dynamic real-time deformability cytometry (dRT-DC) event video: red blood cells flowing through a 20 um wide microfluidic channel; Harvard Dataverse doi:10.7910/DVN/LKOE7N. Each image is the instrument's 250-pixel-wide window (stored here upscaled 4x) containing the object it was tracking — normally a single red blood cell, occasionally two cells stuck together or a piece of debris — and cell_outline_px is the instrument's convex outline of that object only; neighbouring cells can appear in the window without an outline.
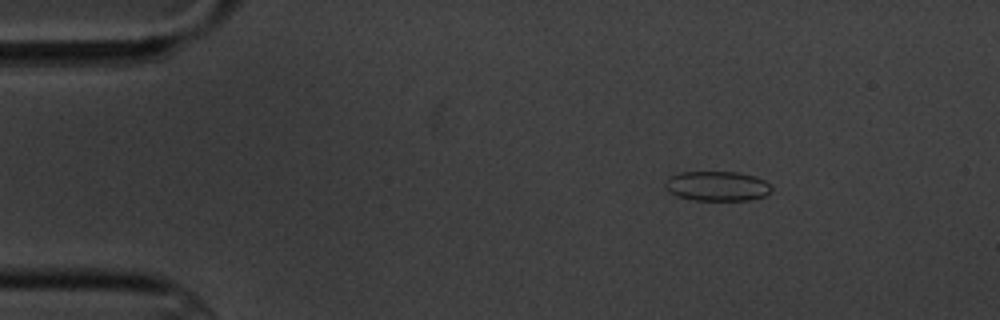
{"species": "common noctule bat (a hibernating species)", "species_latin": "Nyctalus noctula", "temperature_condition": "cold", "stored_images_in_passage": 5, "camera_frame_rate_fps": 3000, "um_per_image_px": 0.085, "animal": {"sex": "male", "body_mass_g": 20.1, "forearm_length_mm": 53.5}, "frame": {"image": 1, "passage_image": 2, "time_ms": 1.333, "image_size_px": [1000, 320], "cell_outline_px": [[772, 188], [764, 196], [748, 200], [692, 200], [676, 196], [668, 192], [664, 188], [664, 184], [672, 176], [680, 172], [740, 172], [756, 176], [764, 180]], "centroid_in_image_um": [60.93, 15.82], "position_along_channel_um": 24.1, "area_um2": 18.44}}
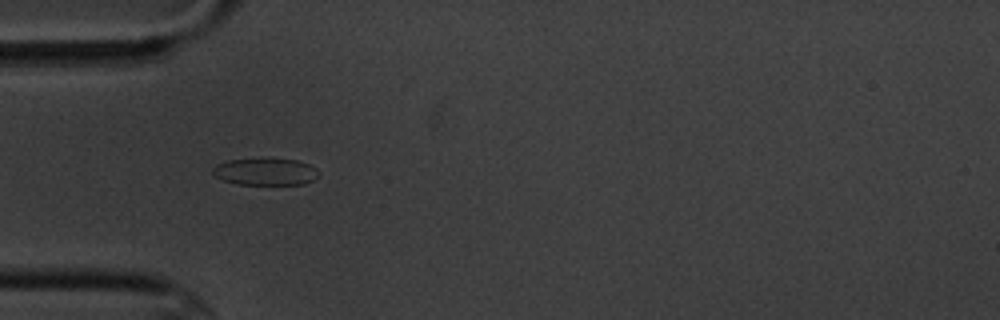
{"frame": {"image": 2, "passage_image": 4, "time_ms": 4.333, "image_size_px": [1000, 320], "cell_outline_px": [[320, 176], [304, 184], [236, 184], [224, 180], [216, 176], [212, 172], [212, 168], [216, 164], [228, 160], [268, 156], [296, 160], [308, 164], [316, 168], [320, 172]], "centroid_in_image_um": [22.57, 14.55], "position_along_channel_um": 62.4, "area_um2": 17.28}}